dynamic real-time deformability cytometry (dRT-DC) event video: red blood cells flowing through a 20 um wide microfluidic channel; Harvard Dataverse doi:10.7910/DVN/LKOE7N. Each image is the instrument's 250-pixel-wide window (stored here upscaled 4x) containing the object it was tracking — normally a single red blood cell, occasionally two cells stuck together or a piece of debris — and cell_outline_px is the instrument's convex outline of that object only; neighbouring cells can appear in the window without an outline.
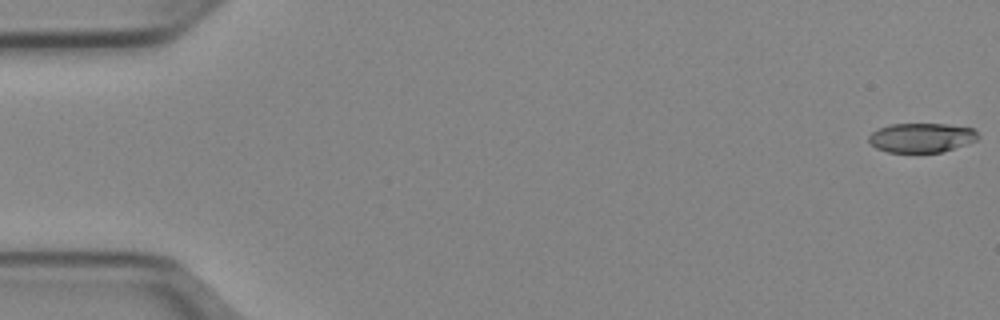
{"species": "Egyptian fruit bat (a non-hibernating species)", "species_latin": "Rousettus aegyptiacus", "temperature_condition": "cold", "stored_images_in_passage": 52, "camera_frame_rate_fps": 3000, "um_per_image_px": 0.085, "animal": {"sex": "female"}, "frame": {"image": 1, "passage_image": 1, "time_ms": 0.0, "image_size_px": [1000, 320], "cell_outline_px": [[980, 136], [976, 140], [940, 152], [888, 152], [876, 148], [868, 140], [868, 136], [872, 132], [880, 128], [892, 124], [948, 124], [972, 128]], "centroid_in_image_um": [78.3, 11.69], "position_along_channel_um": 6.7, "area_um2": 18.44}}
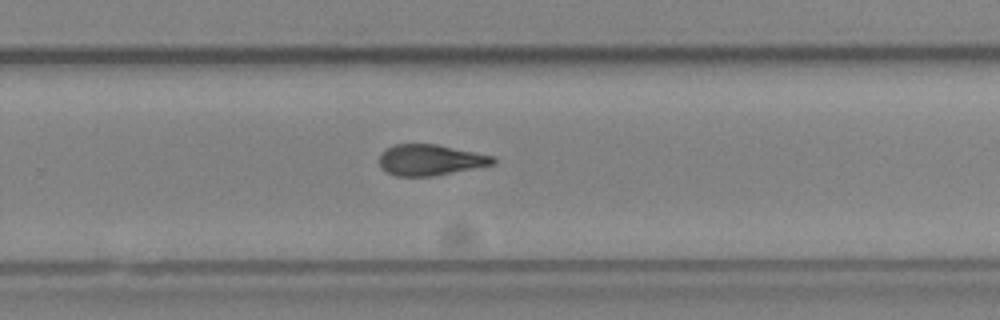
{"frame": {"image": 2, "passage_image": 34, "time_ms": 11.0, "image_size_px": [1000, 320], "cell_outline_px": [[496, 164], [432, 176], [396, 176], [380, 168], [380, 152], [384, 148], [392, 144], [436, 144], [496, 156]], "centroid_in_image_um": [36.57, 13.58], "position_along_channel_um": 293.2, "area_um2": 20.69}}
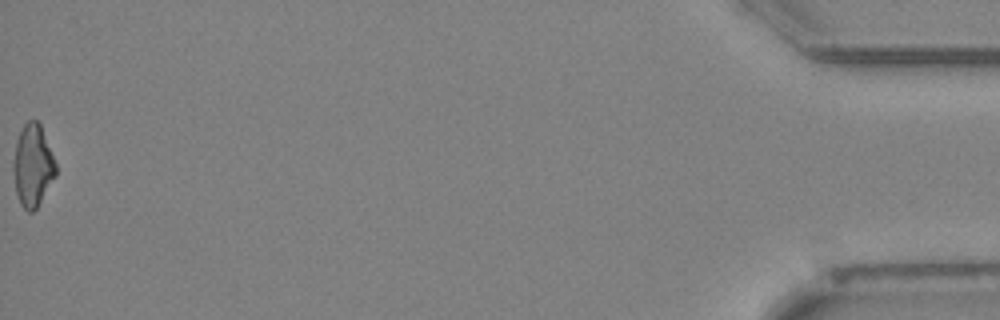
{"frame": {"image": 3, "passage_image": 52, "time_ms": 17.0, "image_size_px": [1000, 320], "cell_outline_px": [[56, 176], [36, 208], [32, 212], [28, 212], [20, 204], [16, 192], [12, 172], [12, 164], [16, 140], [24, 124], [28, 120], [36, 120], [40, 124], [56, 164]], "centroid_in_image_um": [2.76, 14.08], "position_along_channel_um": 432.4, "area_um2": 20.29}, "authors_computed_cell_mechanics": {"area_um2": 20.8369, "velocity_mm_per_s": 3.9665, "shape_relaxation_time_tau1_ms": 7.0282, "shape_relaxation_time_tau2_ms": 4.6553, "deformation_change_tau1": 0.1774, "deformation_change_tau2": 0.1374}}